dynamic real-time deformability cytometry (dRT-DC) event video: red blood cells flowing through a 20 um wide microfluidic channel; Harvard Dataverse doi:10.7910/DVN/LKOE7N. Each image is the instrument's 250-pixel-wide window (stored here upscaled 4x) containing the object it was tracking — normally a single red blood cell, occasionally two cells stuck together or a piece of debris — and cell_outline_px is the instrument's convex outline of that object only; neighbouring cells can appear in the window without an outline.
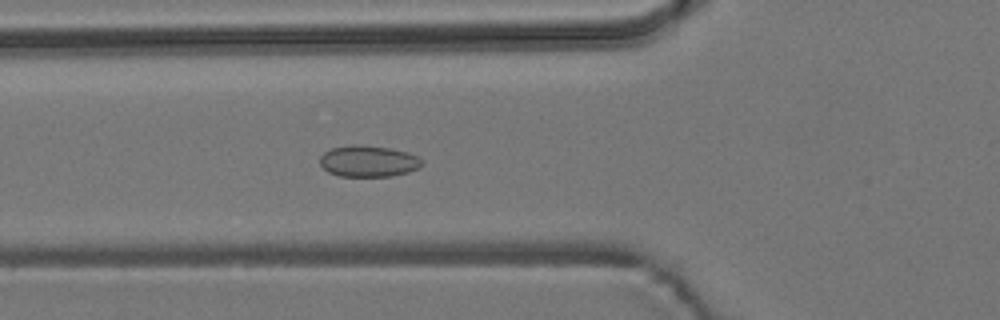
{"species": "common noctule bat (a hibernating species)", "species_latin": "Nyctalus noctula", "temperature_condition": "room temperature", "stored_images_in_passage": 5, "camera_frame_rate_fps": 3000, "um_per_image_px": 0.085, "animal": {"sex": "male", "body_mass_g": 19.2, "forearm_length_mm": 51.8}, "frame": {"image": 1, "passage_image": 5, "time_ms": 4.667, "image_size_px": [1000, 320], "cell_outline_px": [[424, 164], [420, 168], [408, 172], [392, 176], [340, 176], [328, 172], [320, 164], [320, 156], [324, 152], [332, 148], [356, 144], [360, 144], [388, 148], [408, 152], [424, 160]], "centroid_in_image_um": [31.34, 13.7], "position_along_channel_um": 94.5, "area_um2": 18.73}}